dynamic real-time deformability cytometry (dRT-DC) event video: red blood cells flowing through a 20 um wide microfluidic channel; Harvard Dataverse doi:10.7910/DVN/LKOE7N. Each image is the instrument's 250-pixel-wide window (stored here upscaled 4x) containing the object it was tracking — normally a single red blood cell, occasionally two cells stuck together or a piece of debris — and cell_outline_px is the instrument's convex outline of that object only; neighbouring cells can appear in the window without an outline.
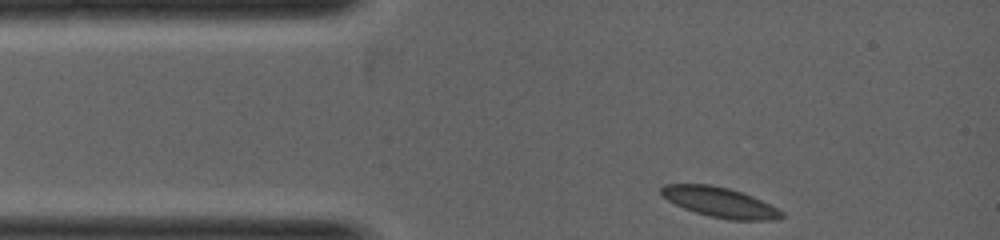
{"species": "common noctule bat (a hibernating species)", "species_latin": "Nyctalus noctula", "temperature_condition": "warm", "stored_images_in_passage": 14, "camera_frame_rate_fps": 5000, "um_per_image_px": 0.085, "animal": {"sex": "female", "body_mass_g": 19.0, "forearm_length_mm": 53.3}, "frame": {"image": 1, "passage_image": 1, "time_ms": 0.0, "image_size_px": [1000, 240], "cell_outline_px": [[784, 216], [772, 220], [728, 220], [696, 212], [684, 208], [660, 196], [660, 188], [664, 184], [712, 184], [728, 188], [752, 196], [784, 212]], "centroid_in_image_um": [61.15, 17.18], "position_along_channel_um": 23.9, "area_um2": 20.87}}
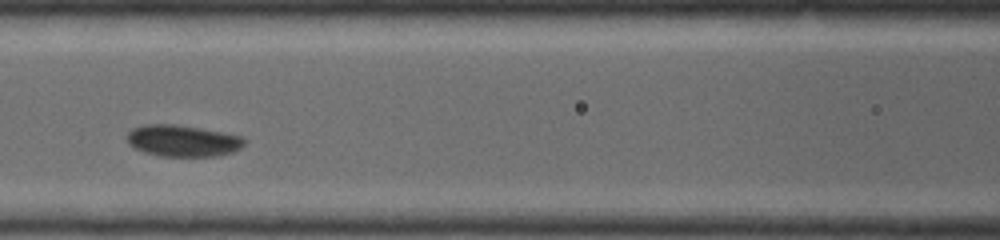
{"frame": {"image": 2, "passage_image": 7, "time_ms": 2.0, "image_size_px": [1000, 240], "cell_outline_px": [[244, 144], [240, 148], [232, 152], [216, 156], [160, 156], [144, 152], [128, 144], [124, 136], [132, 128], [144, 124], [176, 124], [224, 132], [244, 136]], "centroid_in_image_um": [15.5, 11.95], "position_along_channel_um": 151.1, "area_um2": 21.79}}
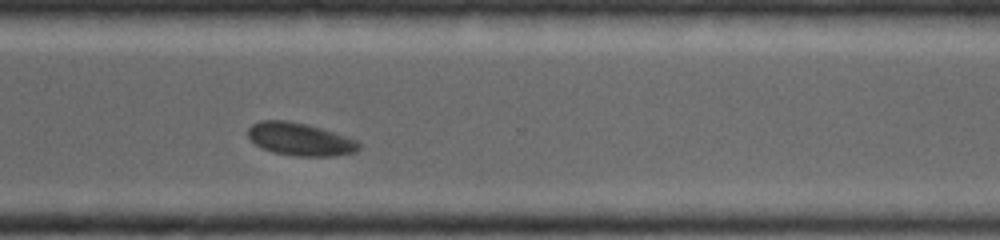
{"frame": {"image": 3, "passage_image": 14, "time_ms": 4.4, "image_size_px": [1000, 240], "cell_outline_px": [[360, 148], [356, 152], [332, 156], [296, 156], [272, 152], [256, 144], [248, 136], [248, 128], [252, 124], [260, 120], [288, 120], [308, 124], [348, 136], [360, 140]], "centroid_in_image_um": [25.55, 11.82], "position_along_channel_um": 345.1, "area_um2": 21.39}}